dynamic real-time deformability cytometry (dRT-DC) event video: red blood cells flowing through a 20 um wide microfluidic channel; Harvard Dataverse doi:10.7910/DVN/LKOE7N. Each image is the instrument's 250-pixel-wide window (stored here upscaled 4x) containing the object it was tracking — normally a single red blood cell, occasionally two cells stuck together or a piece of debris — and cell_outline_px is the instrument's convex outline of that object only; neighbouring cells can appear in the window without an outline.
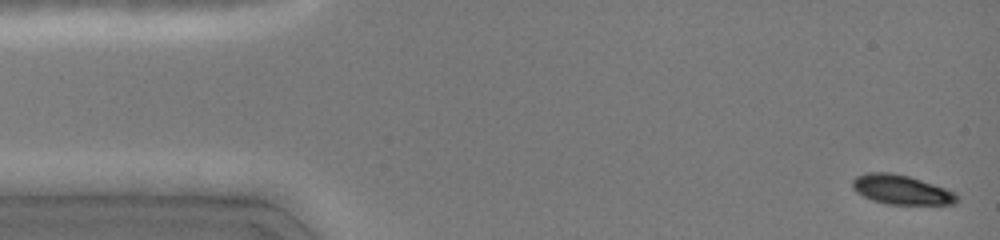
{"species": "common noctule bat (a hibernating species)", "species_latin": "Nyctalus noctula", "temperature_condition": "cold", "stored_images_in_passage": 14, "camera_frame_rate_fps": 3000, "um_per_image_px": 0.085, "animal": {"sex": "female", "body_mass_g": 19.0, "forearm_length_mm": 51.5}, "frame": {"image": 1, "passage_image": 1, "time_ms": 0.0, "image_size_px": [1000, 240], "cell_outline_px": [[960, 200], [956, 204], [888, 204], [872, 200], [856, 192], [852, 188], [852, 180], [856, 176], [868, 172], [892, 172], [908, 176], [956, 192], [960, 196]], "centroid_in_image_um": [76.63, 16.12], "position_along_channel_um": 8.4, "area_um2": 17.98}}
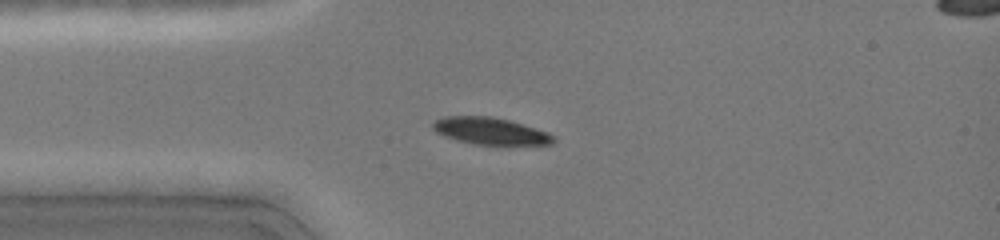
{"frame": {"image": 2, "passage_image": 11, "time_ms": 3.333, "image_size_px": [1000, 240], "cell_outline_px": [[556, 140], [552, 144], [472, 144], [456, 140], [444, 136], [436, 132], [432, 128], [432, 124], [436, 120], [444, 116], [492, 116], [508, 120], [548, 132], [556, 136]], "centroid_in_image_um": [41.66, 11.13], "position_along_channel_um": 43.3, "area_um2": 18.84}}